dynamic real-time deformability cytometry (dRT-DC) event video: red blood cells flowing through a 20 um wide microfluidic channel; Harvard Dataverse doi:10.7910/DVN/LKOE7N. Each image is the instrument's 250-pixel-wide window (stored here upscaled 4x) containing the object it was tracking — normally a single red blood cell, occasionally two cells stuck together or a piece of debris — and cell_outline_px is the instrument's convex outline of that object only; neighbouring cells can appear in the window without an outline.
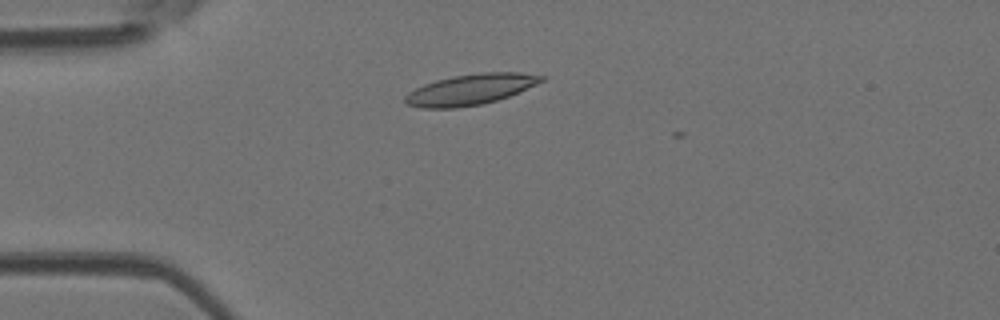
{"species": "Egyptian fruit bat (a non-hibernating species)", "species_latin": "Rousettus aegyptiacus", "temperature_condition": "room temperature", "stored_images_in_passage": 1, "camera_frame_rate_fps": 3000, "um_per_image_px": 0.085, "animal": {"sex": "female"}, "frame": {"image": 1, "passage_image": 1, "time_ms": 0.0, "image_size_px": [1000, 320], "cell_outline_px": [[544, 80], [536, 84], [508, 96], [496, 100], [480, 104], [456, 108], [424, 108], [408, 104], [404, 100], [404, 96], [408, 92], [424, 84], [436, 80], [452, 76], [480, 72], [520, 72], [544, 76]], "centroid_in_image_um": [39.96, 7.59], "position_along_channel_um": 45.0, "area_um2": 24.16}}